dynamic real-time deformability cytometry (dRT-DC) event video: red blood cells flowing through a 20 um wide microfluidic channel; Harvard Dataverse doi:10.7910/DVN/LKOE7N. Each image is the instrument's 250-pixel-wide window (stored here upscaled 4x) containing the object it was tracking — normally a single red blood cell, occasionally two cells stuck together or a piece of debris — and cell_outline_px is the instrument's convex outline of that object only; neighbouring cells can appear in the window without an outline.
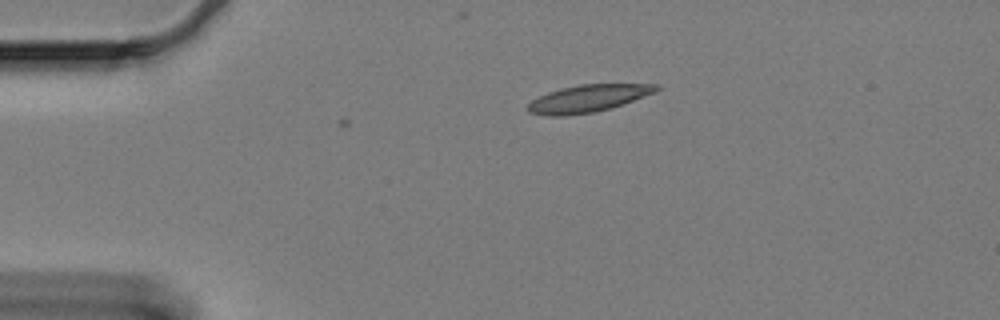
{"species": "Egyptian fruit bat (a non-hibernating species)", "species_latin": "Rousettus aegyptiacus", "temperature_condition": "cold", "stored_images_in_passage": 12, "camera_frame_rate_fps": 3000, "um_per_image_px": 0.085, "animal": {"sex": "female"}, "frame": {"image": 1, "passage_image": 12, "time_ms": 3.667, "image_size_px": [1000, 320], "cell_outline_px": [[660, 88], [656, 92], [612, 108], [592, 112], [564, 116], [548, 116], [528, 112], [524, 108], [532, 100], [548, 92], [560, 88], [580, 84], [660, 84]], "centroid_in_image_um": [49.97, 8.37], "position_along_channel_um": 35.0, "area_um2": 20.52}}